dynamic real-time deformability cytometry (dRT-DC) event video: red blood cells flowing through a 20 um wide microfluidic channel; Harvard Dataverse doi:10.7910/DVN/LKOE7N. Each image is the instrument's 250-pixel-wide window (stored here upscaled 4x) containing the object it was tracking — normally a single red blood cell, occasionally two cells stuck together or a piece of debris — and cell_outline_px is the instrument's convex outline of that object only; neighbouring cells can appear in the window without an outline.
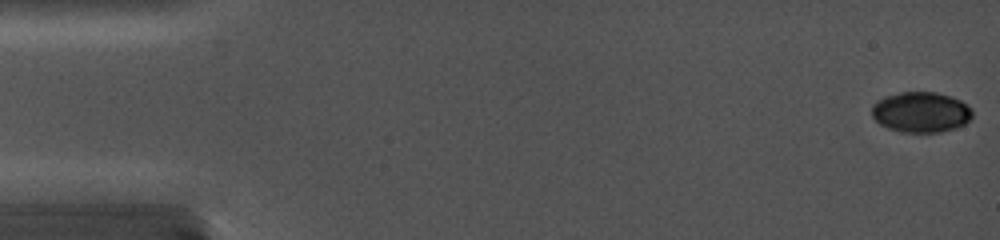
{"species": "common noctule bat (a hibernating species)", "species_latin": "Nyctalus noctula", "temperature_condition": "cold", "stored_images_in_passage": 28, "camera_frame_rate_fps": 5000, "um_per_image_px": 0.085, "animal": {"sex": "female", "body_mass_g": 19.0, "forearm_length_mm": 56.7}, "frame": {"image": 1, "passage_image": 1, "time_ms": 0.0, "image_size_px": [1000, 240], "cell_outline_px": [[972, 116], [964, 124], [956, 128], [940, 132], [900, 132], [888, 128], [880, 124], [872, 116], [872, 104], [876, 100], [884, 96], [900, 92], [936, 92], [952, 96], [960, 100], [972, 108]], "centroid_in_image_um": [78.27, 9.52], "position_along_channel_um": 6.7, "area_um2": 23.93}}
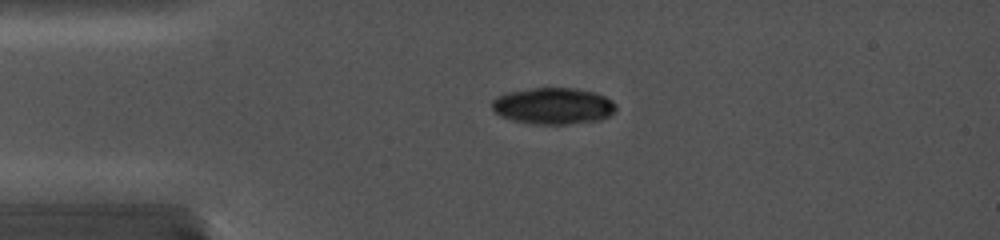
{"frame": {"image": 2, "passage_image": 20, "time_ms": 3.8, "image_size_px": [1000, 240], "cell_outline_px": [[616, 108], [608, 116], [600, 120], [568, 124], [528, 124], [512, 120], [500, 116], [492, 108], [492, 100], [496, 96], [508, 92], [532, 88], [576, 88], [596, 92], [612, 100], [616, 104]], "centroid_in_image_um": [47.01, 9.0], "position_along_channel_um": 38.0, "area_um2": 26.53}}
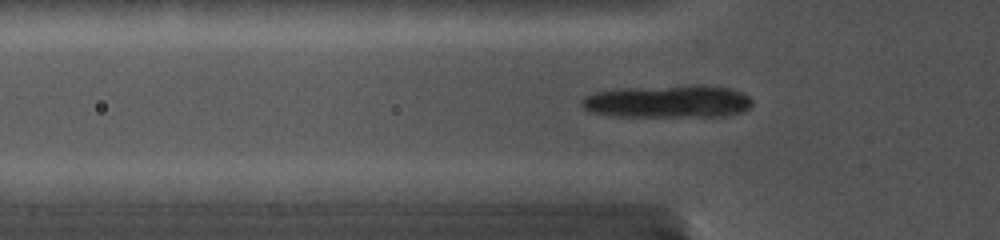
{"frame": {"image": 3, "passage_image": 28, "time_ms": 5.4, "image_size_px": [1000, 240], "cell_outline_px": [[752, 104], [744, 112], [724, 116], [612, 116], [588, 112], [580, 104], [580, 100], [584, 96], [596, 92], [628, 88], [724, 88], [740, 92], [748, 96], [752, 100]], "centroid_in_image_um": [56.69, 8.69], "position_along_channel_um": 69.1, "area_um2": 31.1}}